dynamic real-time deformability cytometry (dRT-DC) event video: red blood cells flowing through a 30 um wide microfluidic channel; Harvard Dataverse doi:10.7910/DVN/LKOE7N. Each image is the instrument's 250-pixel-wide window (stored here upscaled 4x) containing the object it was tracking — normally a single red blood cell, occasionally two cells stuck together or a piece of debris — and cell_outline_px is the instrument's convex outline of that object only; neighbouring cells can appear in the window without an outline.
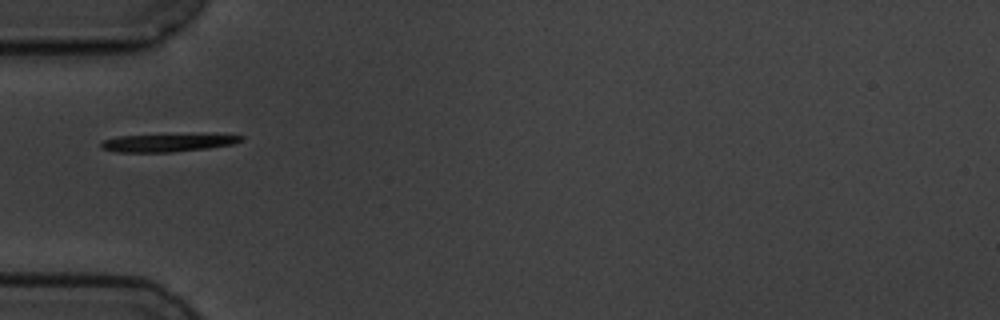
{"species": "common noctule bat (a hibernating species)", "species_latin": "Nyctalus noctula", "temperature_condition": "cold", "stored_images_in_passage": 6, "camera_frame_rate_fps": 3000, "um_per_image_px": 0.085, "animal": {"sex": "male", "body_mass_g": 19.5, "forearm_length_mm": 54.6}, "frame": {"image": 1, "passage_image": 1, "time_ms": 0.0, "image_size_px": [1000, 320], "cell_outline_px": [[244, 140], [232, 144], [208, 148], [172, 152], [116, 152], [100, 148], [100, 140], [116, 136], [244, 136]], "centroid_in_image_um": [14.06, 12.17], "position_along_channel_um": 70.9, "area_um2": 13.76}}
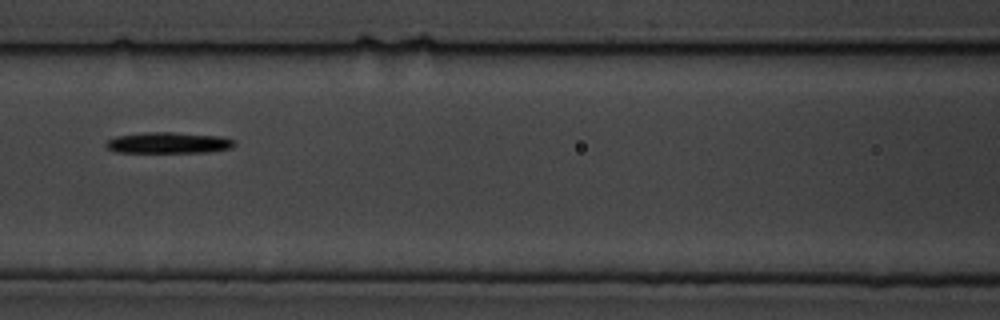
{"frame": {"image": 2, "passage_image": 3, "time_ms": 2.333, "image_size_px": [1000, 320], "cell_outline_px": [[236, 144], [232, 148], [208, 152], [116, 152], [108, 148], [104, 144], [108, 140], [116, 136], [148, 132], [172, 132], [224, 136], [236, 140]], "centroid_in_image_um": [14.39, 12.13], "position_along_channel_um": 152.2, "area_um2": 15.9}}
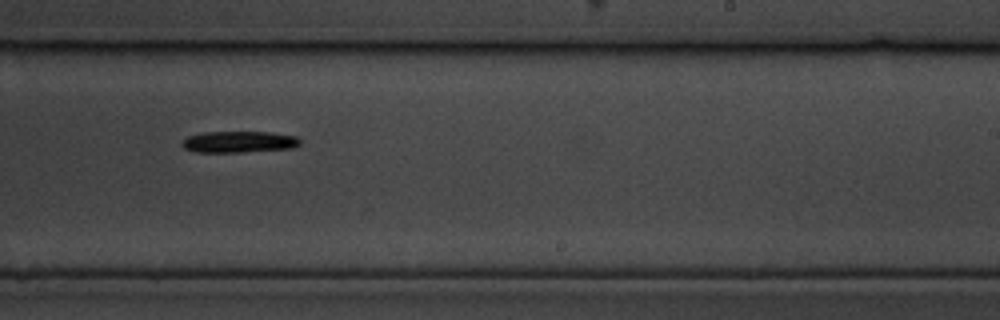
{"frame": {"image": 3, "passage_image": 6, "time_ms": 5.667, "image_size_px": [1000, 320], "cell_outline_px": [[300, 144], [292, 148], [240, 152], [196, 152], [184, 148], [180, 144], [188, 136], [204, 132], [272, 132], [296, 136], [300, 140]], "centroid_in_image_um": [20.31, 12.05], "position_along_channel_um": 268.7, "area_um2": 14.68}}